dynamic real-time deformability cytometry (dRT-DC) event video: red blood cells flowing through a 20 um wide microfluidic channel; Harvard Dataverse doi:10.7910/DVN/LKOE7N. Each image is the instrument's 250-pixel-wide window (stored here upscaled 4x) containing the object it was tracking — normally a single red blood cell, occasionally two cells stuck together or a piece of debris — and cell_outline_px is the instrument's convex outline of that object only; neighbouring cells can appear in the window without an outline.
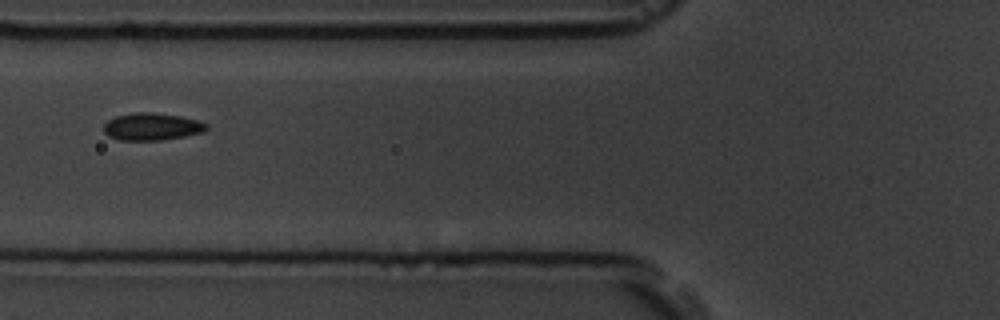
{"species": "common noctule bat (a hibernating species)", "species_latin": "Nyctalus noctula", "temperature_condition": "room temperature", "stored_images_in_passage": 4, "camera_frame_rate_fps": 3000, "um_per_image_px": 0.085, "animal": {"sex": "male", "body_mass_g": 19.5, "forearm_length_mm": 54.6}, "frame": {"image": 1, "passage_image": 2, "time_ms": 1.333, "image_size_px": [1000, 320], "cell_outline_px": [[208, 128], [204, 132], [184, 136], [160, 140], [120, 140], [108, 136], [104, 132], [104, 124], [108, 120], [116, 116], [136, 112], [152, 112], [180, 116], [200, 120], [208, 124]], "centroid_in_image_um": [12.93, 10.76], "position_along_channel_um": 112.9, "area_um2": 16.42}}
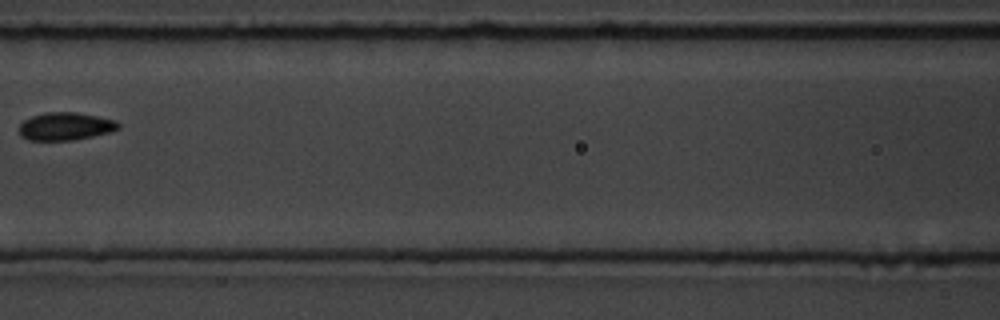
{"frame": {"image": 2, "passage_image": 3, "time_ms": 2.667, "image_size_px": [1000, 320], "cell_outline_px": [[120, 128], [112, 132], [72, 140], [28, 140], [20, 136], [20, 124], [24, 120], [32, 116], [48, 112], [76, 112], [116, 120], [120, 124]], "centroid_in_image_um": [5.58, 10.74], "position_along_channel_um": 161.0, "area_um2": 16.07}}
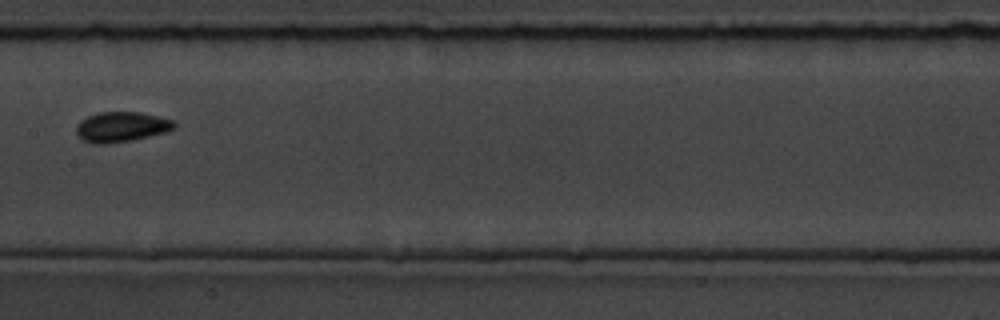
{"frame": {"image": 3, "passage_image": 4, "time_ms": 3.667, "image_size_px": [1000, 320], "cell_outline_px": [[176, 124], [172, 128], [164, 132], [132, 140], [108, 144], [92, 144], [84, 140], [76, 132], [76, 124], [80, 120], [88, 116], [100, 112], [140, 112], [172, 120]], "centroid_in_image_um": [10.26, 10.79], "position_along_channel_um": 197.1, "area_um2": 16.99}}